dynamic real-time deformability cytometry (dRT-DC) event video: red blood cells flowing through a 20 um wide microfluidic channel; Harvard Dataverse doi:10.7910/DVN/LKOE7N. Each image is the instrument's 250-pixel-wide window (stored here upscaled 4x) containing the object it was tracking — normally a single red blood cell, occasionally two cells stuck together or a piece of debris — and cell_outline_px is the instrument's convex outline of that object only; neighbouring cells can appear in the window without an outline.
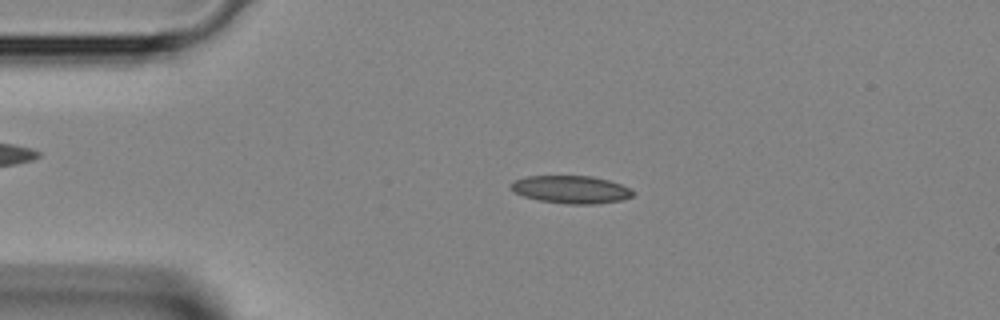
{"species": "Egyptian fruit bat (a non-hibernating species)", "species_latin": "Rousettus aegyptiacus", "temperature_condition": "room temperature", "stored_images_in_passage": 42, "camera_frame_rate_fps": 3000, "um_per_image_px": 0.085, "animal": {"sex": "female"}, "frame": {"image": 1, "passage_image": 8, "time_ms": 2.333, "image_size_px": [1000, 320], "cell_outline_px": [[636, 192], [632, 196], [620, 200], [596, 204], [564, 204], [540, 200], [524, 196], [516, 192], [508, 184], [512, 180], [524, 176], [592, 176], [608, 180], [632, 188]], "centroid_in_image_um": [48.54, 16.1], "position_along_channel_um": 36.5, "area_um2": 19.83}}
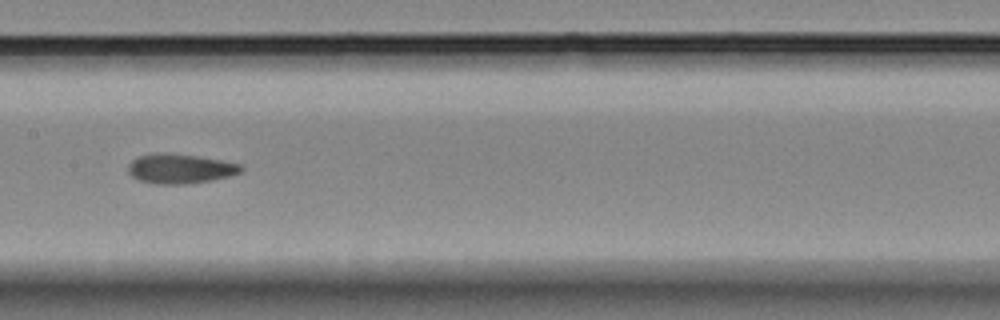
{"frame": {"image": 2, "passage_image": 20, "time_ms": 6.333, "image_size_px": [1000, 320], "cell_outline_px": [[244, 168], [240, 172], [228, 176], [212, 180], [184, 184], [156, 184], [140, 180], [132, 176], [128, 172], [128, 164], [132, 160], [140, 156], [160, 152], [164, 152], [196, 156], [224, 160], [240, 164]], "centroid_in_image_um": [15.31, 14.33], "position_along_channel_um": 192.1, "area_um2": 19.42}}
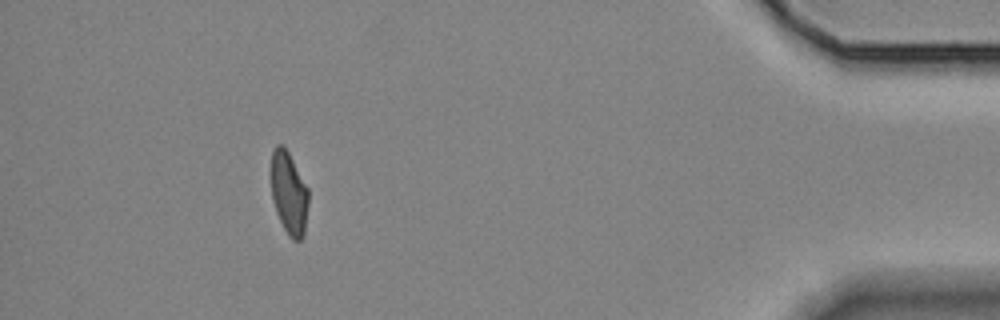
{"frame": {"image": 3, "passage_image": 38, "time_ms": 12.333, "image_size_px": [1000, 320], "cell_outline_px": [[308, 204], [304, 236], [300, 240], [292, 240], [288, 236], [276, 212], [272, 200], [268, 172], [272, 152], [276, 144], [284, 144], [308, 188]], "centroid_in_image_um": [24.51, 16.37], "position_along_channel_um": 410.7, "area_um2": 18.67}}